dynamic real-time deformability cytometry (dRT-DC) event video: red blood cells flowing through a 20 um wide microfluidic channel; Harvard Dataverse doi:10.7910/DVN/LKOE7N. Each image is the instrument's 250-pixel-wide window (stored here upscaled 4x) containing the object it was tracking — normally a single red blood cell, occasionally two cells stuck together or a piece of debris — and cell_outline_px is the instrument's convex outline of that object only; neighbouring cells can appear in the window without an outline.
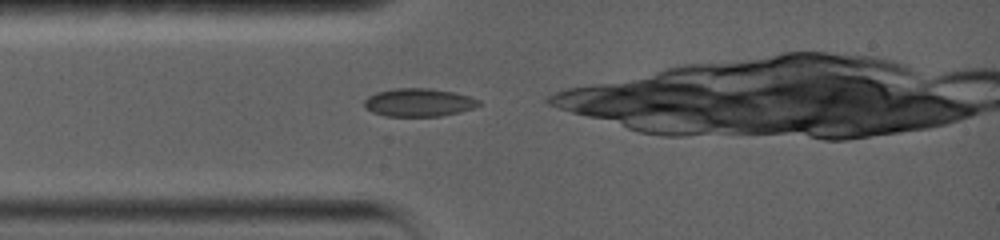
{"species": "common noctule bat (a hibernating species)", "species_latin": "Nyctalus noctula", "temperature_condition": "warm", "stored_images_in_passage": 33, "camera_frame_rate_fps": 5000, "um_per_image_px": 0.085, "animal": {"sex": "female", "body_mass_g": 19.0, "forearm_length_mm": 56.7}, "frame": {"image": 1, "passage_image": 1, "time_ms": 0.0, "image_size_px": [1000, 240], "cell_outline_px": [[480, 104], [472, 108], [460, 112], [440, 116], [384, 116], [372, 112], [364, 108], [364, 100], [368, 96], [376, 92], [396, 88], [428, 88], [452, 92], [468, 96], [480, 100]], "centroid_in_image_um": [35.54, 8.71], "position_along_channel_um": 49.5, "area_um2": 18.73}}
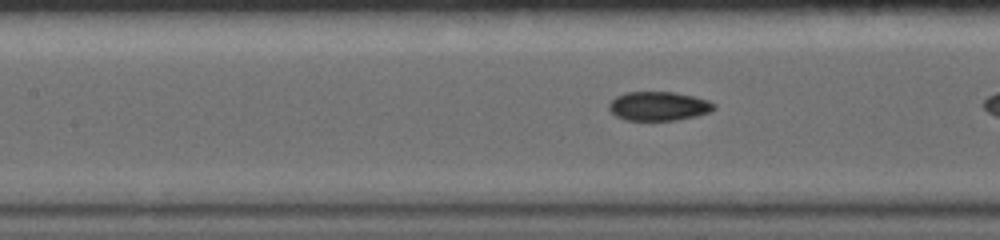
{"frame": {"image": 2, "passage_image": 15, "time_ms": 2.8, "image_size_px": [1000, 240], "cell_outline_px": [[716, 108], [712, 112], [696, 116], [676, 120], [624, 120], [616, 116], [608, 108], [608, 104], [616, 96], [628, 92], [676, 92], [708, 100], [716, 104]], "centroid_in_image_um": [56.01, 9.02], "position_along_channel_um": 151.4, "area_um2": 17.86}}
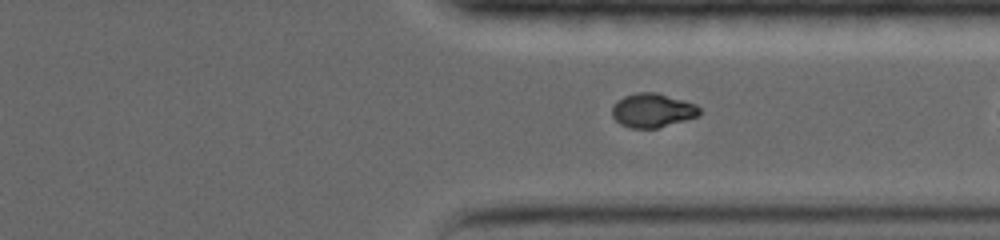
{"frame": {"image": 3, "passage_image": 30, "time_ms": 8.4, "image_size_px": [1000, 240], "cell_outline_px": [[700, 116], [656, 128], [632, 128], [620, 124], [612, 116], [612, 108], [624, 96], [636, 92], [656, 92], [696, 104], [700, 108]], "centroid_in_image_um": [55.48, 9.38], "position_along_channel_um": 355.9, "area_um2": 17.17}}